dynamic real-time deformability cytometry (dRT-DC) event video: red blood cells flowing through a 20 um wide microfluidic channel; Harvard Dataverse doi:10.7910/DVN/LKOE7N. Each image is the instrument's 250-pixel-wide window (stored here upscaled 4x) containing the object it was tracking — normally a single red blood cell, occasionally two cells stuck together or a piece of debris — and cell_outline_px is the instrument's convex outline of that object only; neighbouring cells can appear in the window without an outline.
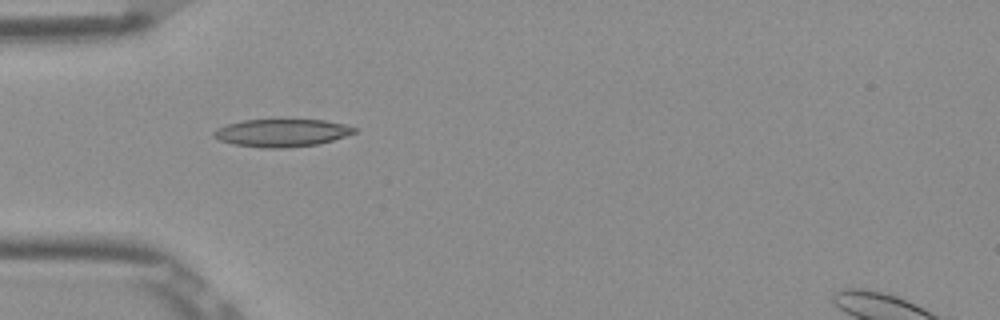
{"species": "Egyptian fruit bat (a non-hibernating species)", "species_latin": "Rousettus aegyptiacus", "temperature_condition": "room temperature", "stored_images_in_passage": 37, "camera_frame_rate_fps": 3000, "um_per_image_px": 0.085, "frame": {"image": 1, "passage_image": 1, "time_ms": 0.0, "image_size_px": [1000, 320], "cell_outline_px": [[356, 132], [320, 144], [284, 148], [260, 148], [232, 144], [220, 140], [212, 136], [212, 132], [216, 128], [228, 124], [244, 120], [324, 120], [344, 124], [356, 128]], "centroid_in_image_um": [23.91, 11.3], "position_along_channel_um": 61.1, "area_um2": 22.66}}
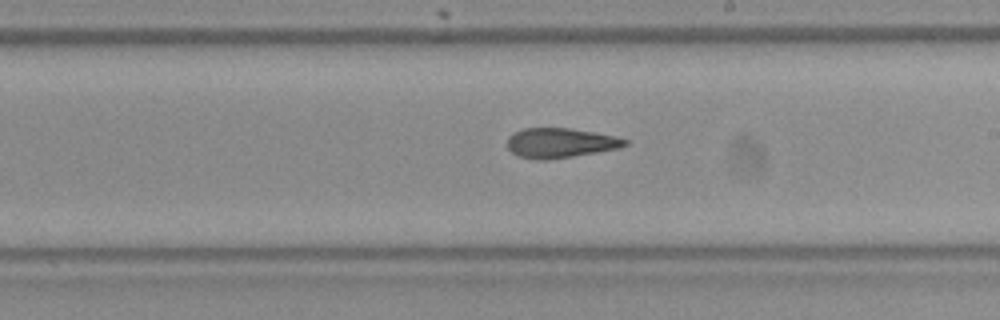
{"frame": {"image": 2, "passage_image": 15, "time_ms": 4.667, "image_size_px": [1000, 320], "cell_outline_px": [[628, 144], [620, 148], [572, 156], [544, 160], [536, 160], [520, 156], [512, 152], [508, 148], [508, 136], [512, 132], [524, 128], [568, 128], [596, 132], [616, 136], [628, 140]], "centroid_in_image_um": [47.63, 12.14], "position_along_channel_um": 241.4, "area_um2": 20.4}}
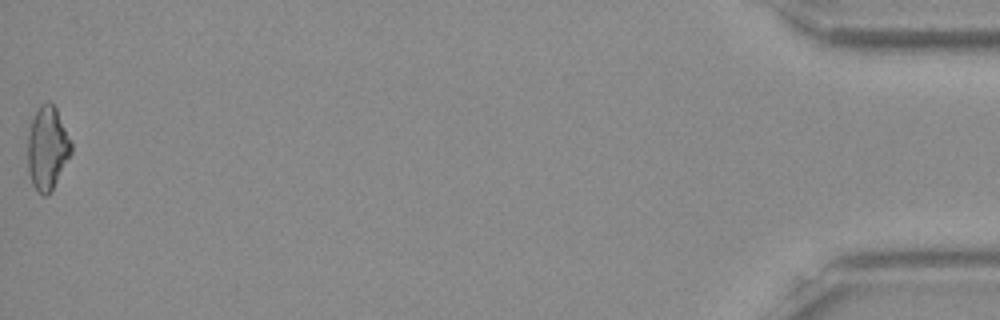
{"frame": {"image": 3, "passage_image": 37, "time_ms": 12.0, "image_size_px": [1000, 320], "cell_outline_px": [[72, 152], [52, 188], [44, 196], [32, 184], [28, 172], [28, 128], [40, 104], [48, 100], [56, 108], [72, 144]], "centroid_in_image_um": [4.01, 12.54], "position_along_channel_um": 431.2, "area_um2": 20.75}, "authors_computed_cell_mechanics": {"area_um2": 20.808, "velocity_mm_per_s": 3.9126, "shape_relaxation_time_tau1_ms": null, "shape_relaxation_time_tau2_ms": 4.404, "deformation_change_tau1": null, "deformation_change_tau2": 0.1262}}